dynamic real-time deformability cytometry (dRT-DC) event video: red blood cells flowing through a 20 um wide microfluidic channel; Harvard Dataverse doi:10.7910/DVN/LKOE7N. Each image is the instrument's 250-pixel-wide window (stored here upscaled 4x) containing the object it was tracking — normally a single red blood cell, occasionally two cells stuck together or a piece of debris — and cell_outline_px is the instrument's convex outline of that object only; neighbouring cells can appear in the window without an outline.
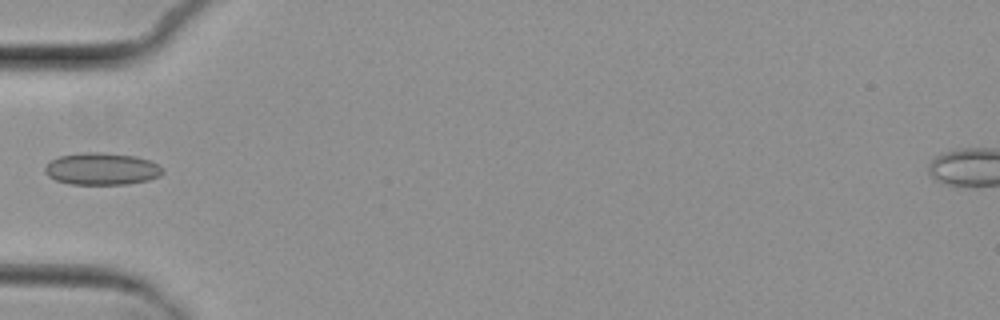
{"species": "common noctule bat (a hibernating species)", "species_latin": "Nyctalus noctula", "temperature_condition": "cold", "stored_images_in_passage": 5, "camera_frame_rate_fps": 3000, "um_per_image_px": 0.085, "animal": {"sex": "female", "body_mass_g": 29.2, "forearm_length_mm": 56.3}, "frame": {"image": 1, "passage_image": 5, "time_ms": 5.333, "image_size_px": [1000, 320], "cell_outline_px": [[164, 172], [160, 176], [148, 180], [124, 184], [72, 184], [56, 180], [48, 176], [44, 172], [44, 168], [52, 160], [60, 156], [80, 152], [104, 152], [136, 156], [148, 160], [164, 168]], "centroid_in_image_um": [8.66, 14.34], "position_along_channel_um": 76.3, "area_um2": 22.02}}